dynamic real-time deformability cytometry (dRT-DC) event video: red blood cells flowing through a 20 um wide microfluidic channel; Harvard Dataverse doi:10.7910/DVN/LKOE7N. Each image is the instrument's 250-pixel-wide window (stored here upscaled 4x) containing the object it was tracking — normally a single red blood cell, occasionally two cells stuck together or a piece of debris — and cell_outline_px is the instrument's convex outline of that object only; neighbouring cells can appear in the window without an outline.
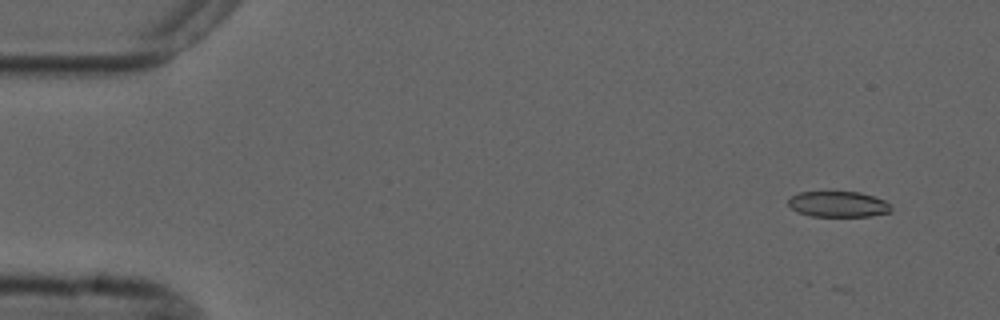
{"species": "common noctule bat (a hibernating species)", "species_latin": "Nyctalus noctula", "temperature_condition": "cold", "stored_images_in_passage": 34, "camera_frame_rate_fps": 3000, "um_per_image_px": 0.085, "animal": {"sex": "male", "forearm_length_mm": 52.5}, "frame": {"image": 1, "passage_image": 4, "time_ms": 1.0, "image_size_px": [1000, 320], "cell_outline_px": [[892, 212], [872, 216], [812, 216], [796, 212], [788, 204], [788, 200], [792, 196], [800, 192], [860, 192], [884, 200], [892, 208]], "centroid_in_image_um": [71.25, 17.36], "position_along_channel_um": 13.7, "area_um2": 15.37}}
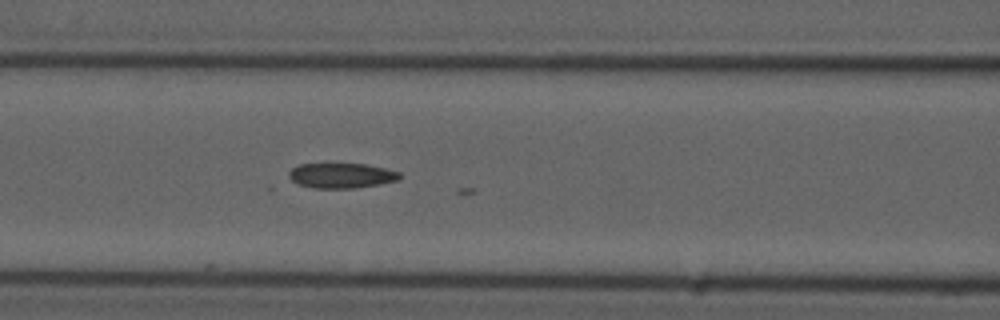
{"frame": {"image": 2, "passage_image": 23, "time_ms": 7.333, "image_size_px": [1000, 320], "cell_outline_px": [[400, 180], [380, 184], [356, 188], [312, 188], [300, 184], [292, 180], [288, 176], [288, 172], [292, 168], [300, 164], [368, 164], [400, 172]], "centroid_in_image_um": [29.04, 14.92], "position_along_channel_um": 137.6, "area_um2": 16.18}}
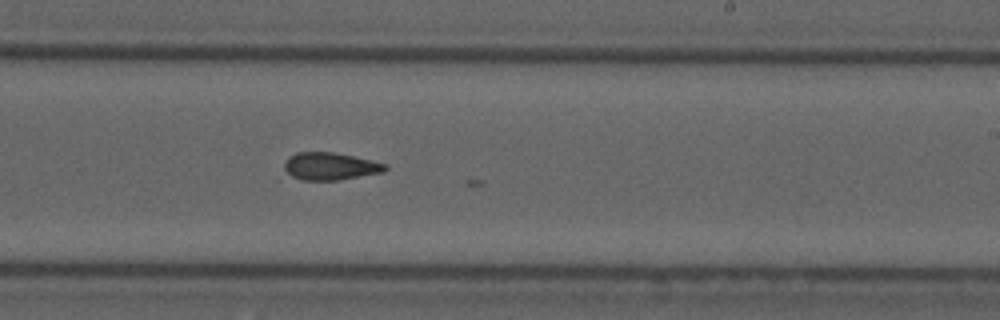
{"frame": {"image": 3, "passage_image": 33, "time_ms": 10.667, "image_size_px": [1000, 320], "cell_outline_px": [[388, 168], [384, 172], [340, 180], [304, 180], [284, 176], [284, 164], [288, 156], [296, 152], [332, 152], [352, 156], [388, 164]], "centroid_in_image_um": [28.01, 14.15], "position_along_channel_um": 261.0, "area_um2": 16.47}}